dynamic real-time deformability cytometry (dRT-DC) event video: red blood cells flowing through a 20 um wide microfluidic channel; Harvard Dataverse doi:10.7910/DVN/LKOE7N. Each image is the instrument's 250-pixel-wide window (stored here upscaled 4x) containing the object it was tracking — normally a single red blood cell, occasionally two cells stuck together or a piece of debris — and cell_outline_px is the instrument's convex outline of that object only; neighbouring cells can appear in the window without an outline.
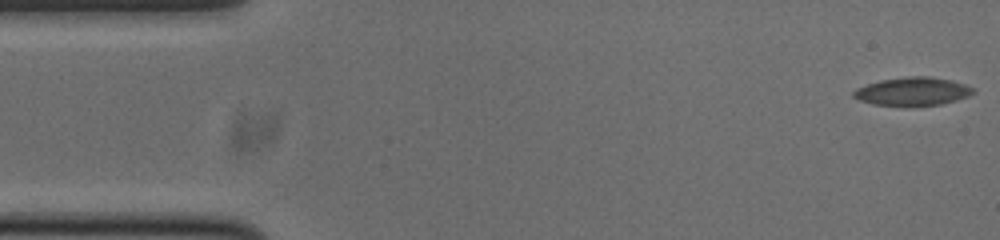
{"species": "common noctule bat (a hibernating species)", "species_latin": "Nyctalus noctula", "temperature_condition": "cold", "stored_images_in_passage": 54, "camera_frame_rate_fps": 3000, "um_per_image_px": 0.085, "animal": {"sex": "male", "body_mass_g": 20.0, "forearm_length_mm": 53.3}, "frame": {"image": 1, "passage_image": 1, "time_ms": 0.0, "image_size_px": [1000, 240], "cell_outline_px": [[976, 92], [968, 96], [956, 100], [940, 104], [904, 108], [876, 104], [860, 100], [852, 96], [852, 92], [856, 88], [880, 80], [912, 76], [928, 76], [948, 80], [964, 84], [972, 88]], "centroid_in_image_um": [77.54, 7.8], "position_along_channel_um": 7.5, "area_um2": 19.88}}
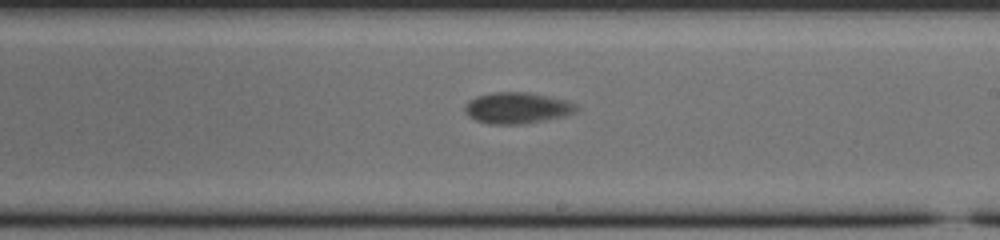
{"frame": {"image": 2, "passage_image": 30, "time_ms": 9.667, "image_size_px": [1000, 240], "cell_outline_px": [[576, 112], [564, 116], [524, 124], [488, 124], [476, 120], [468, 116], [464, 108], [468, 100], [476, 96], [492, 92], [528, 92], [548, 96], [564, 100], [576, 104]], "centroid_in_image_um": [43.92, 9.17], "position_along_channel_um": 245.1, "area_um2": 20.23}}
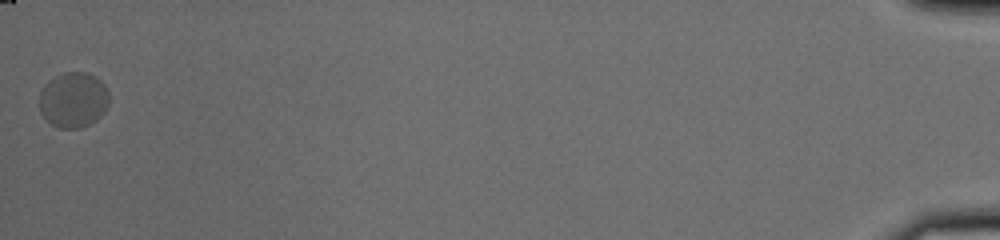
{"frame": {"image": 3, "passage_image": 54, "time_ms": 17.667, "image_size_px": [1000, 240], "cell_outline_px": [[108, 104], [104, 112], [96, 120], [80, 128], [60, 128], [52, 124], [40, 112], [40, 92], [44, 84], [48, 80], [64, 72], [88, 72], [96, 76], [104, 84], [108, 92]], "centroid_in_image_um": [6.24, 8.47], "position_along_channel_um": 429.0, "area_um2": 22.54}, "authors_computed_cell_mechanics": {"area_um2": 19.7676, "velocity_mm_per_s": 3.6772, "shape_relaxation_time_tau1_ms": 4.5328, "shape_relaxation_time_tau2_ms": 0.7937, "deformation_change_tau1": 0.138, "deformation_change_tau2": 0.0419}}